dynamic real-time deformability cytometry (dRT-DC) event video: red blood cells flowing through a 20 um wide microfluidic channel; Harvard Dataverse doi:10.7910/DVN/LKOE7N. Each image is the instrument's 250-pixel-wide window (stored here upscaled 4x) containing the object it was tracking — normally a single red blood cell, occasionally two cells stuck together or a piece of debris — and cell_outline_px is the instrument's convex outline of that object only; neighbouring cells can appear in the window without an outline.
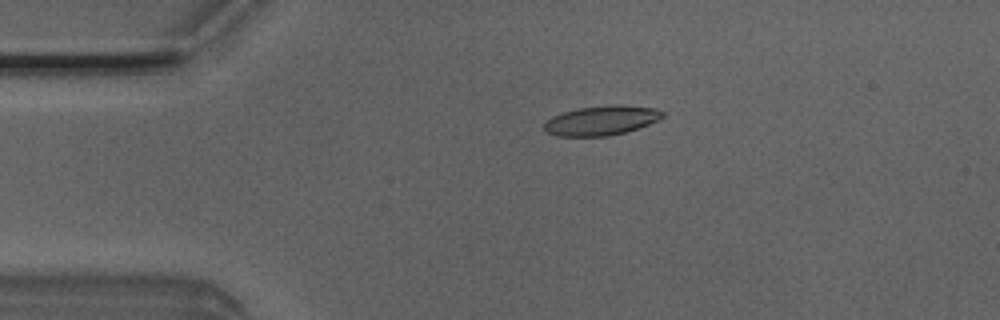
{"species": "Egyptian fruit bat (a non-hibernating species)", "species_latin": "Rousettus aegyptiacus", "temperature_condition": "room temperature", "stored_images_in_passage": 4, "camera_frame_rate_fps": 3000, "um_per_image_px": 0.085, "animal": {"sex": "male"}, "frame": {"image": 1, "passage_image": 3, "time_ms": 0.667, "image_size_px": [1000, 320], "cell_outline_px": [[664, 116], [648, 124], [624, 132], [608, 136], [556, 136], [548, 132], [544, 128], [544, 124], [552, 116], [576, 108], [616, 104], [620, 104], [656, 108], [664, 112]], "centroid_in_image_um": [51.12, 10.23], "position_along_channel_um": 33.9, "area_um2": 20.23}}